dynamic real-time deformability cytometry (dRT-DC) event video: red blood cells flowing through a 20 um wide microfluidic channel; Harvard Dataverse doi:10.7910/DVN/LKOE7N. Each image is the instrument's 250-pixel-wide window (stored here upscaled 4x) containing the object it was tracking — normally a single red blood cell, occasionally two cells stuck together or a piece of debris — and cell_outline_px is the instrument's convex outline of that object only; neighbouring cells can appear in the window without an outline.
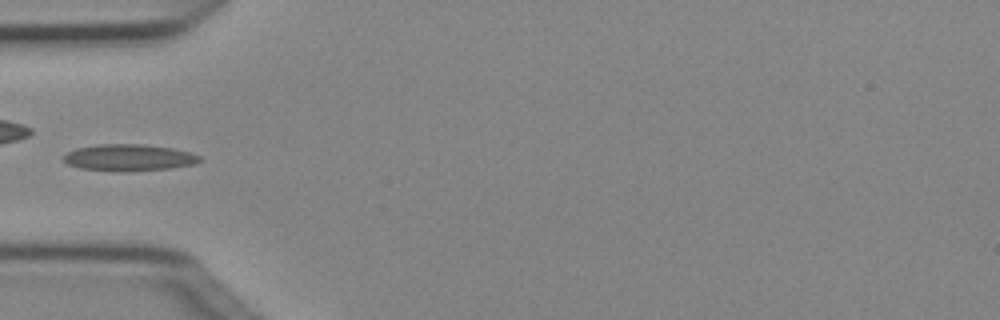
{"species": "Egyptian fruit bat (a non-hibernating species)", "species_latin": "Rousettus aegyptiacus", "temperature_condition": "cold", "stored_images_in_passage": 4, "camera_frame_rate_fps": 3000, "um_per_image_px": 0.085, "animal": {"sex": "female"}, "frame": {"image": 1, "passage_image": 3, "time_ms": 0.667, "image_size_px": [1000, 320], "cell_outline_px": [[200, 160], [196, 164], [168, 168], [80, 168], [68, 164], [64, 160], [64, 156], [68, 152], [76, 148], [100, 144], [144, 144], [172, 148], [188, 152], [200, 156]], "centroid_in_image_um": [10.98, 13.33], "position_along_channel_um": 74.0, "area_um2": 19.71}}
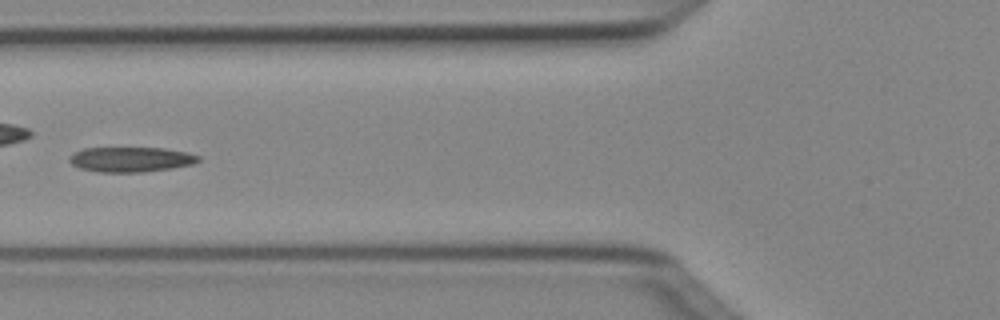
{"frame": {"image": 2, "passage_image": 4, "time_ms": 1.0, "image_size_px": [1000, 320], "cell_outline_px": [[200, 160], [192, 164], [172, 168], [144, 172], [100, 172], [80, 168], [72, 164], [68, 160], [68, 156], [72, 152], [84, 148], [164, 148], [188, 152], [200, 156]], "centroid_in_image_um": [11.1, 13.54], "position_along_channel_um": 114.7, "area_um2": 18.9}}